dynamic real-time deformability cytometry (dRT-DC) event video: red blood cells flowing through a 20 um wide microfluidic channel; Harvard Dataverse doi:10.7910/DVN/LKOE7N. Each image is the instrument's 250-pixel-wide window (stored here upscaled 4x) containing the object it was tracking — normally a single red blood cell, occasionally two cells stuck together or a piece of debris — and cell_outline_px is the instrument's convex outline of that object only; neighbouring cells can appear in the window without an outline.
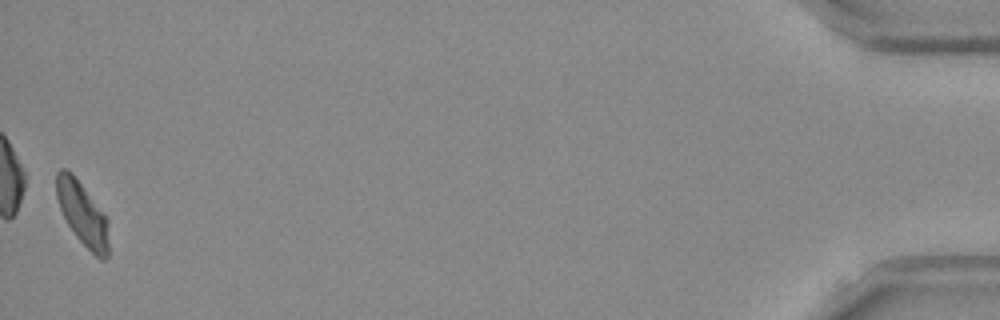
{"species": "Egyptian fruit bat (a non-hibernating species)", "species_latin": "Rousettus aegyptiacus", "temperature_condition": "room temperature", "stored_images_in_passage": 49, "camera_frame_rate_fps": 3000, "um_per_image_px": 0.085, "frame": {"image": 1, "passage_image": 49, "time_ms": 16.0, "image_size_px": [1000, 320], "cell_outline_px": [[108, 256], [104, 260], [100, 260], [76, 236], [68, 224], [60, 208], [56, 196], [56, 172], [60, 168], [64, 168], [72, 172], [108, 220]], "centroid_in_image_um": [7.0, 18.15], "position_along_channel_um": 428.2, "area_um2": 19.02}, "authors_computed_cell_mechanics": {"area_um2": 20.1144, "velocity_mm_per_s": 3.8076, "shape_relaxation_time_tau1_ms": 6.4858, "shape_relaxation_time_tau2_ms": 4.5973, "deformation_change_tau1": 0.1598, "deformation_change_tau2": 0.0984}}